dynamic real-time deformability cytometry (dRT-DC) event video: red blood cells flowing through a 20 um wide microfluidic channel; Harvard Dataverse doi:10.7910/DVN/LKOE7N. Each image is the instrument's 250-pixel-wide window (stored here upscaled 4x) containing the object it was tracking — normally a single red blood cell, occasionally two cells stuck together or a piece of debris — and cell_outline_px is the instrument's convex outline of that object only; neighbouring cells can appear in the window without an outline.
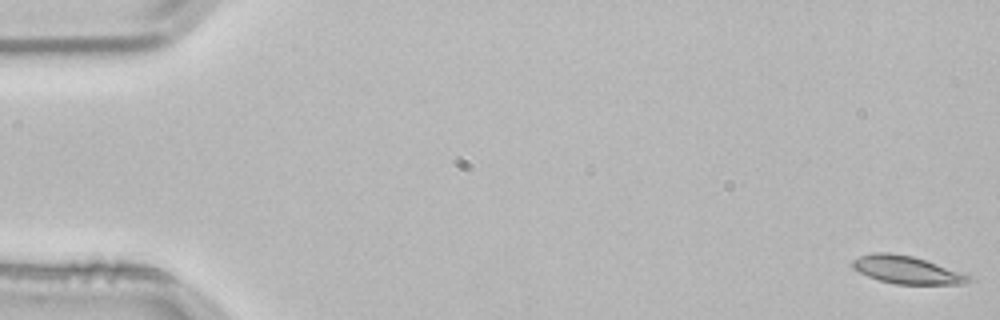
{"species": "common noctule bat (a hibernating species)", "species_latin": "Nyctalus noctula", "temperature_condition": "room temperature", "stored_images_in_passage": 4, "camera_frame_rate_fps": 3000, "um_per_image_px": 0.085, "animal": {"sex": "male", "body_mass_g": 21.5, "forearm_length_mm": 52.0}, "frame": {"image": 1, "passage_image": 1, "time_ms": 0.0, "image_size_px": [1000, 320], "cell_outline_px": [[972, 280], [964, 284], [896, 284], [880, 280], [868, 276], [852, 268], [852, 260], [860, 256], [872, 252], [892, 252], [912, 256], [972, 276]], "centroid_in_image_um": [77.05, 22.93], "position_along_channel_um": 7.9, "area_um2": 18.61}}